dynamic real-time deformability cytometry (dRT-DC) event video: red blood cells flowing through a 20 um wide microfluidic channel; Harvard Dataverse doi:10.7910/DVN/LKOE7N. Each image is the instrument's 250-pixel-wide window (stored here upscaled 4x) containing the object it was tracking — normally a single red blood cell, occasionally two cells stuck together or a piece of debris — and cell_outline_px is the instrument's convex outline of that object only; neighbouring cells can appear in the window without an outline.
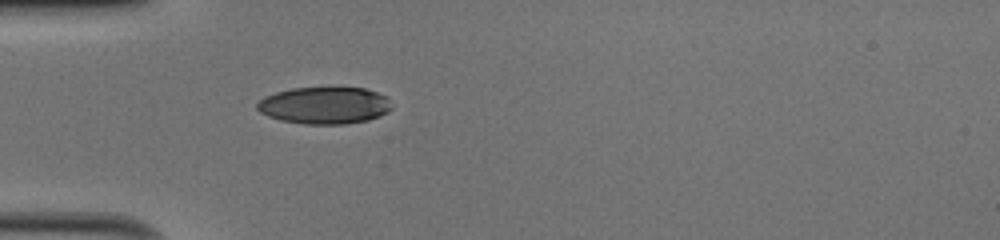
{"species": "human", "species_latin": "Homo sapiens", "temperature_condition": "cold", "stored_images_in_passage": 35, "camera_frame_rate_fps": 3000, "um_per_image_px": 0.085, "donor": {"sex": "male"}, "frame": {"image": 1, "passage_image": 1, "time_ms": 0.0, "image_size_px": [1000, 240], "cell_outline_px": [[392, 108], [388, 112], [380, 116], [368, 120], [344, 124], [304, 124], [280, 120], [268, 116], [260, 112], [256, 108], [256, 104], [264, 96], [276, 92], [292, 88], [364, 88], [388, 96]], "centroid_in_image_um": [27.59, 8.96], "position_along_channel_um": 57.4, "area_um2": 29.13}}
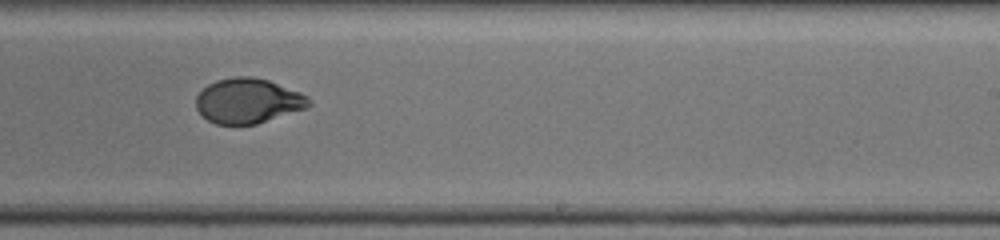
{"frame": {"image": 2, "passage_image": 17, "time_ms": 5.333, "image_size_px": [1000, 240], "cell_outline_px": [[312, 104], [308, 108], [256, 124], [216, 124], [208, 120], [196, 108], [196, 96], [208, 84], [216, 80], [236, 76], [252, 76], [268, 80], [300, 92], [308, 96], [312, 100]], "centroid_in_image_um": [21.11, 8.57], "position_along_channel_um": 267.9, "area_um2": 29.65}}
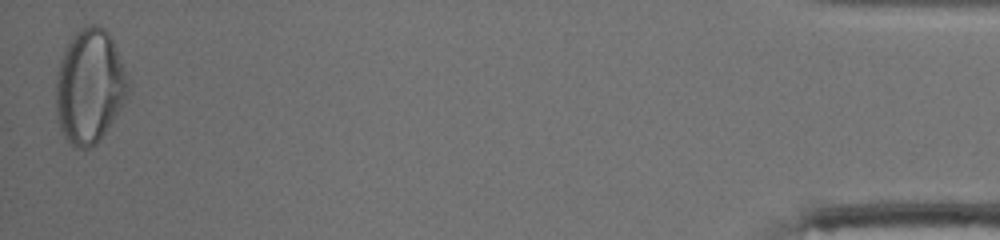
{"frame": {"image": 3, "passage_image": 35, "time_ms": 11.333, "image_size_px": [1000, 240], "cell_outline_px": [[132, 84], [124, 100], [112, 120], [96, 144], [84, 152], [76, 148], [64, 136], [60, 128], [56, 112], [56, 76], [60, 60], [72, 36], [80, 28], [92, 24], [96, 24], [104, 28], [112, 36]], "centroid_in_image_um": [7.63, 7.32], "position_along_channel_um": 427.6, "area_um2": 48.26}, "authors_computed_cell_mechanics": {"area_um2": 30.5184, "velocity_mm_per_s": 4.1, "shape_relaxation_time_tau1_ms": 4.7467, "shape_relaxation_time_tau2_ms": 0.874, "deformation_change_tau1": 0.202, "deformation_change_tau2": 0.0428}}